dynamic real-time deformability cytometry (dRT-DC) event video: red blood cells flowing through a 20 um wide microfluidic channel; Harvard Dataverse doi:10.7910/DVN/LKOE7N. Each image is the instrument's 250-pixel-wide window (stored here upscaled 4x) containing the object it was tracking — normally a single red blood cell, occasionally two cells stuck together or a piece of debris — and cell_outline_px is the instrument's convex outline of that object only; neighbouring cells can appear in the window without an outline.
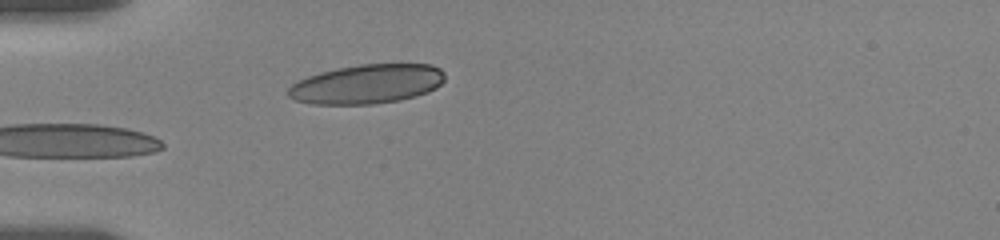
{"species": "human", "species_latin": "Homo sapiens", "temperature_condition": "room temperature", "stored_images_in_passage": 13, "camera_frame_rate_fps": 3000, "um_per_image_px": 0.085, "donor": {"sex": "female"}, "frame": {"image": 1, "passage_image": 6, "time_ms": 3.667, "image_size_px": [1000, 240], "cell_outline_px": [[444, 80], [436, 88], [428, 92], [416, 96], [400, 100], [372, 104], [312, 104], [296, 100], [288, 96], [288, 88], [296, 80], [320, 72], [336, 68], [360, 64], [432, 64], [440, 68], [444, 72]], "centroid_in_image_um": [31.19, 7.14], "position_along_channel_um": 53.8, "area_um2": 36.01}}
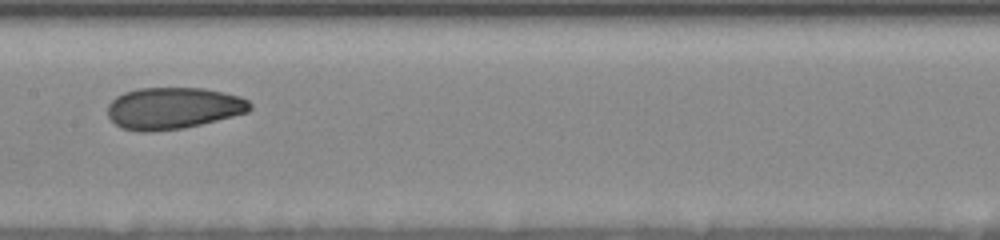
{"frame": {"image": 2, "passage_image": 10, "time_ms": 8.0, "image_size_px": [1000, 240], "cell_outline_px": [[252, 108], [248, 112], [184, 128], [152, 132], [140, 132], [120, 128], [108, 116], [108, 104], [116, 96], [124, 92], [140, 88], [204, 88], [224, 92], [240, 96], [248, 100], [252, 104]], "centroid_in_image_um": [14.71, 9.19], "position_along_channel_um": 192.7, "area_um2": 34.74}}
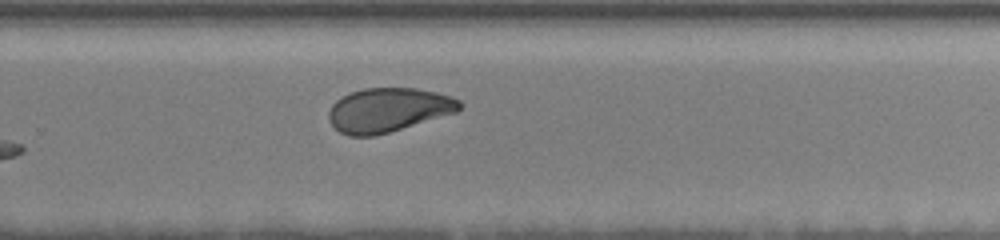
{"frame": {"image": 3, "passage_image": 13, "time_ms": 11.0, "image_size_px": [1000, 240], "cell_outline_px": [[464, 104], [456, 112], [376, 136], [348, 136], [340, 132], [328, 120], [328, 112], [332, 104], [336, 100], [348, 92], [364, 88], [416, 88], [436, 92], [452, 96], [460, 100]], "centroid_in_image_um": [32.99, 9.34], "position_along_channel_um": 296.8, "area_um2": 33.76}}